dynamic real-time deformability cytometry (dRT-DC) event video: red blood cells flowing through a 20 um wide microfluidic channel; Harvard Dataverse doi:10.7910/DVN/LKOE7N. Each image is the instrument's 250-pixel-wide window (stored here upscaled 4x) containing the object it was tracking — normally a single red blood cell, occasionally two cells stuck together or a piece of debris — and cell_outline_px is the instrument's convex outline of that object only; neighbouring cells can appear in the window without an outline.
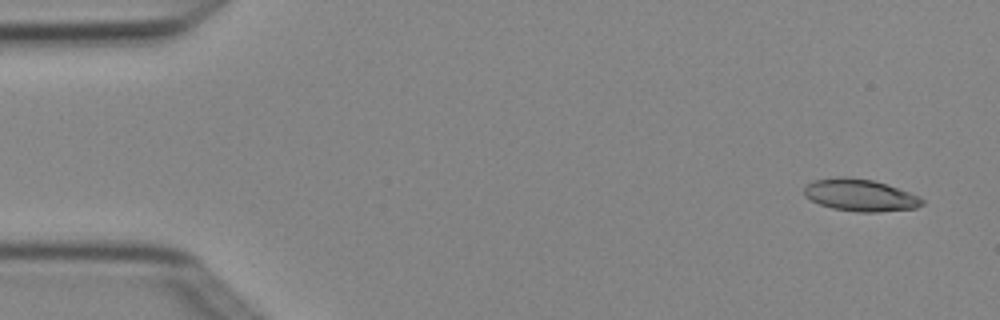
{"species": "Egyptian fruit bat (a non-hibernating species)", "species_latin": "Rousettus aegyptiacus", "temperature_condition": "cold", "stored_images_in_passage": 4, "camera_frame_rate_fps": 3000, "um_per_image_px": 0.085, "animal": {"sex": "female"}, "frame": {"image": 1, "passage_image": 1, "time_ms": 0.0, "image_size_px": [1000, 320], "cell_outline_px": [[924, 204], [916, 208], [876, 212], [856, 212], [832, 208], [820, 204], [804, 196], [804, 188], [812, 180], [840, 176], [844, 176], [872, 180], [920, 196], [924, 200]], "centroid_in_image_um": [73.1, 16.59], "position_along_channel_um": 11.9, "area_um2": 21.96}}
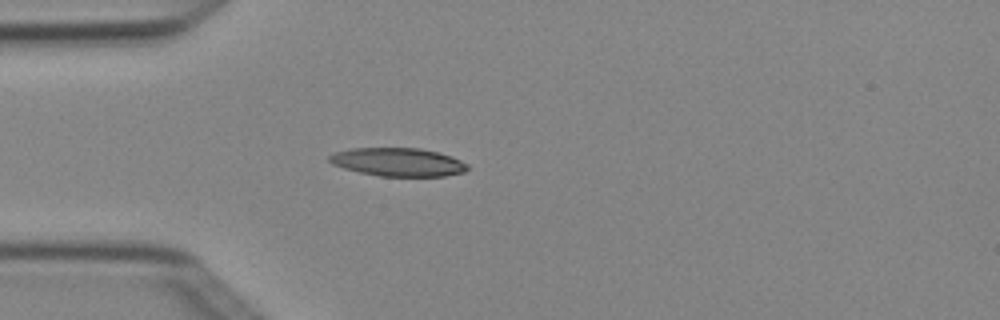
{"frame": {"image": 2, "passage_image": 4, "time_ms": 1.0, "image_size_px": [1000, 320], "cell_outline_px": [[468, 168], [464, 172], [444, 176], [380, 176], [360, 172], [344, 168], [332, 164], [328, 160], [328, 156], [336, 152], [352, 148], [420, 148], [452, 156], [468, 164]], "centroid_in_image_um": [33.84, 13.77], "position_along_channel_um": 51.2, "area_um2": 22.72}}